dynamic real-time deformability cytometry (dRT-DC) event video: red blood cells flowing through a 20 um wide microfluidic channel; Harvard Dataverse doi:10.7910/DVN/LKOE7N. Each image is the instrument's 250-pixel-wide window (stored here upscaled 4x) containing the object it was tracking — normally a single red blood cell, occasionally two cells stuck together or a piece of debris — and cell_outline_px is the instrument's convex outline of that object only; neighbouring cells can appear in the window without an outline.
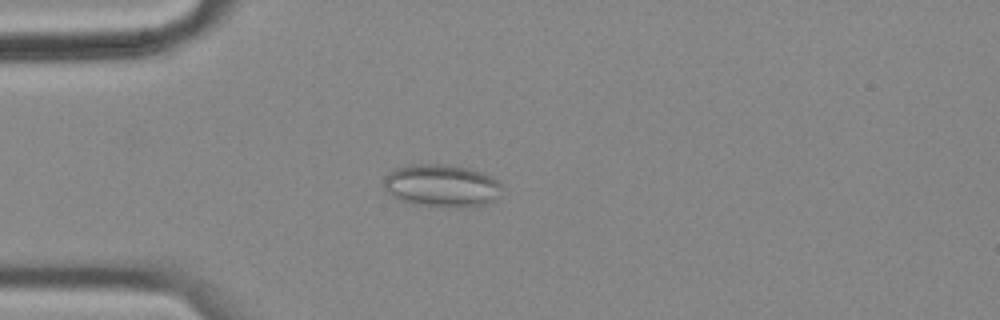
{"species": "common noctule bat (a hibernating species)", "species_latin": "Nyctalus noctula", "temperature_condition": "cold", "stored_images_in_passage": 56, "camera_frame_rate_fps": 3000, "um_per_image_px": 0.085, "animal": {"sex": "female", "body_mass_g": 18.4}, "frame": {"image": 1, "passage_image": 15, "time_ms": 4.667, "image_size_px": [1000, 320], "cell_outline_px": [[500, 196], [484, 204], [468, 208], [460, 208], [412, 204], [400, 200], [392, 196], [384, 188], [384, 176], [388, 172], [396, 168], [412, 164], [444, 164], [464, 168], [480, 172], [500, 180]], "centroid_in_image_um": [37.52, 15.79], "position_along_channel_um": 47.5, "area_um2": 29.42}}
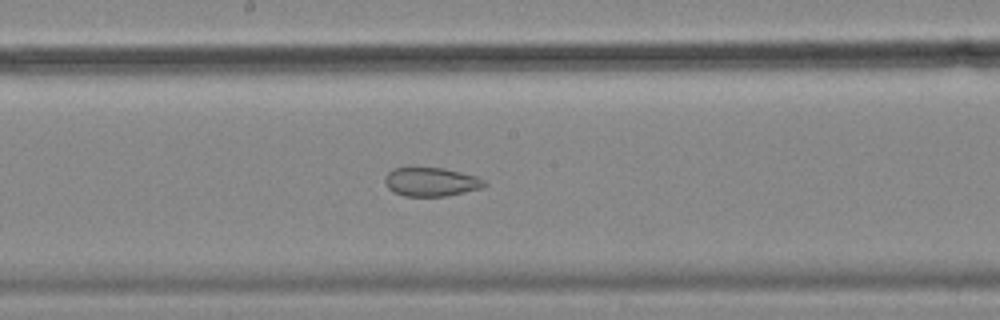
{"frame": {"image": 2, "passage_image": 30, "time_ms": 9.667, "image_size_px": [1000, 320], "cell_outline_px": [[488, 184], [480, 188], [448, 196], [404, 196], [388, 188], [384, 180], [384, 176], [392, 168], [444, 168], [476, 176], [484, 180]], "centroid_in_image_um": [36.63, 15.46], "position_along_channel_um": 211.6, "area_um2": 16.59}}
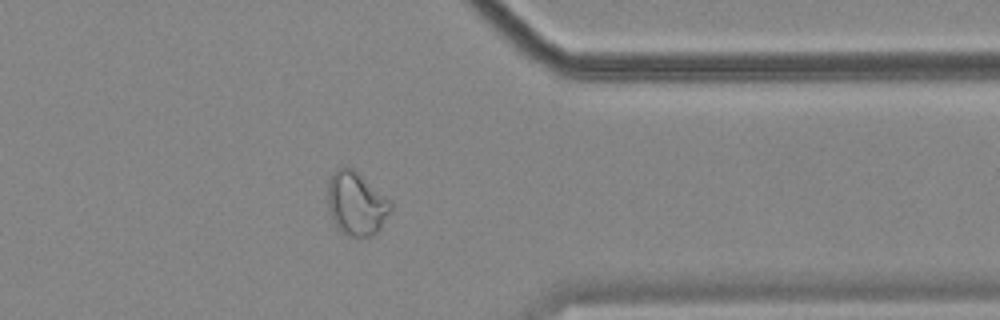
{"frame": {"image": 3, "passage_image": 45, "time_ms": 14.667, "image_size_px": [1000, 320], "cell_outline_px": [[392, 208], [380, 228], [372, 236], [348, 236], [336, 228], [332, 220], [328, 208], [328, 184], [332, 172], [344, 164], [352, 168], [392, 200]], "centroid_in_image_um": [30.28, 17.29], "position_along_channel_um": 381.1, "area_um2": 23.52}, "authors_computed_cell_mechanics": {"area_um2": 24.2182, "velocity_mm_per_s": 3.5623, "shape_relaxation_time_tau1_ms": null, "shape_relaxation_time_tau2_ms": 1.9205, "deformation_change_tau1": null, "deformation_change_tau2": 0.0769}}